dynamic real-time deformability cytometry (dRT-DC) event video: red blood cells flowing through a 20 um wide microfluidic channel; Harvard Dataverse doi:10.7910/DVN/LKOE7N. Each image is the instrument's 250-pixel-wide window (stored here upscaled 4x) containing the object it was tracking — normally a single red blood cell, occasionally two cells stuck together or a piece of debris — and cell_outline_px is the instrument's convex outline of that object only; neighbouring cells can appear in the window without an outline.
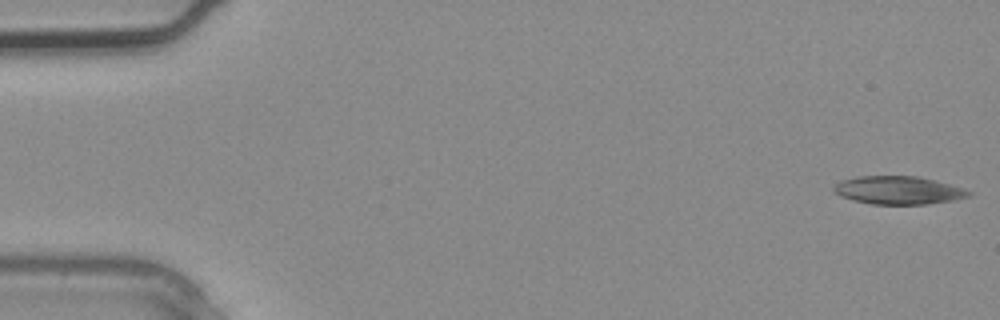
{"species": "common noctule bat (a hibernating species)", "species_latin": "Nyctalus noctula", "temperature_condition": "warm", "stored_images_in_passage": 3, "segment_of_instrument_passage": [2, 2], "camera_frame_rate_fps": 3000, "um_per_image_px": 0.085, "animal": {"sex": "male", "body_mass_g": 20.4}, "frame": {"image": 1, "passage_image": 3, "time_ms": 0.667, "image_size_px": [1000, 320], "cell_outline_px": [[972, 192], [968, 196], [952, 200], [924, 204], [872, 204], [852, 200], [840, 196], [832, 192], [832, 188], [840, 180], [856, 176], [920, 176], [936, 180], [964, 188]], "centroid_in_image_um": [76.31, 16.16], "position_along_channel_um": 8.7, "area_um2": 22.2}}